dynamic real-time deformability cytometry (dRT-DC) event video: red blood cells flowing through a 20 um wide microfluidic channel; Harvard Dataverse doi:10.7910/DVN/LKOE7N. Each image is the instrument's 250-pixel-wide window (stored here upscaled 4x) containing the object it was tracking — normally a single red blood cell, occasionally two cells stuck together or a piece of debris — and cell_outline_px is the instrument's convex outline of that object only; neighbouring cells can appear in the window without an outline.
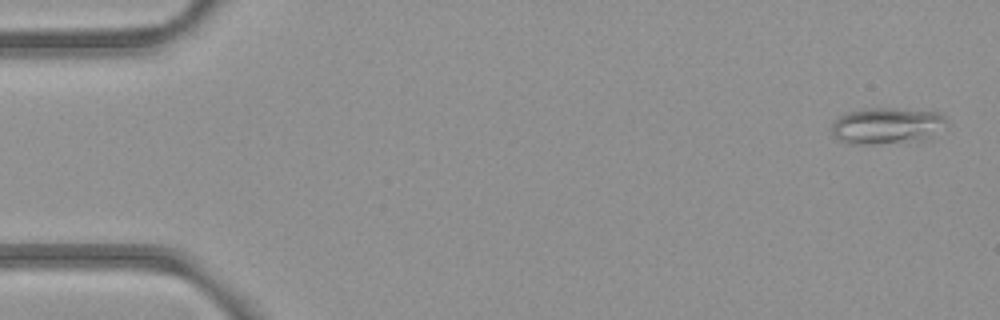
{"species": "common noctule bat (a hibernating species)", "species_latin": "Nyctalus noctula", "temperature_condition": "room temperature", "stored_images_in_passage": 53, "camera_frame_rate_fps": 3000, "um_per_image_px": 0.085, "animal": {"sex": "female", "body_mass_g": 21.9}, "frame": {"image": 1, "passage_image": 2, "time_ms": 0.333, "image_size_px": [1000, 320], "cell_outline_px": [[944, 120], [920, 136], [900, 140], [868, 144], [860, 144], [836, 136], [832, 132], [832, 124], [840, 116], [848, 112], [872, 108], [888, 108], [936, 112], [944, 116]], "centroid_in_image_um": [75.17, 10.61], "position_along_channel_um": 9.8, "area_um2": 21.62}}
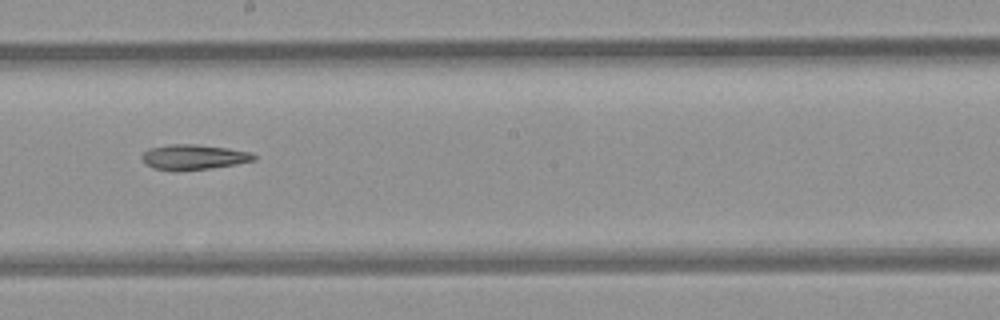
{"frame": {"image": 2, "passage_image": 30, "time_ms": 9.667, "image_size_px": [1000, 320], "cell_outline_px": [[256, 160], [236, 164], [208, 168], [156, 168], [148, 164], [140, 156], [148, 148], [172, 144], [196, 144], [228, 148], [252, 152], [256, 156]], "centroid_in_image_um": [16.54, 13.3], "position_along_channel_um": 231.7, "area_um2": 15.66}}
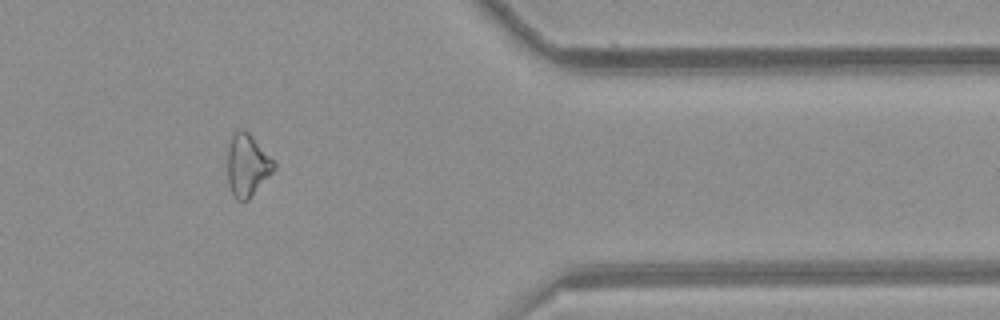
{"frame": {"image": 3, "passage_image": 44, "time_ms": 14.333, "image_size_px": [1000, 320], "cell_outline_px": [[276, 168], [248, 200], [236, 200], [232, 196], [228, 184], [228, 148], [232, 132], [240, 128], [244, 128], [252, 136], [276, 164]], "centroid_in_image_um": [20.99, 14.03], "position_along_channel_um": 390.4, "area_um2": 16.88}}